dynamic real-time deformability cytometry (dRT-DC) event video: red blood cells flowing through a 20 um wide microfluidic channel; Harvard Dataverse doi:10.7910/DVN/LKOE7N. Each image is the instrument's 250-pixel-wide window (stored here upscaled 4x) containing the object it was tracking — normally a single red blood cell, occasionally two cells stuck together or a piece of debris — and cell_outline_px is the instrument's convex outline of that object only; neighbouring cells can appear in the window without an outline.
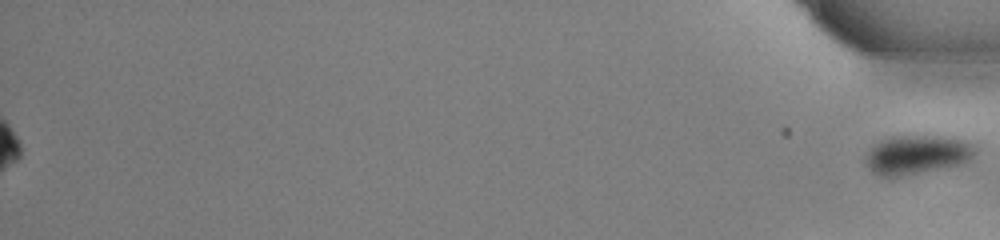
{"species": "common noctule bat (a hibernating species)", "species_latin": "Nyctalus noctula", "temperature_condition": "warm", "stored_images_in_passage": 48, "segment_of_instrument_passage": [2, 2], "camera_frame_rate_fps": 3000, "um_per_image_px": 0.085, "animal": {"sex": "male", "body_mass_g": 13.0, "forearm_length_mm": 53.1}, "frame": {"image": 1, "passage_image": 48, "time_ms": 15.667, "image_size_px": [1000, 240], "cell_outline_px": [[976, 152], [972, 160], [964, 164], [900, 176], [880, 176], [872, 172], [868, 168], [868, 152], [880, 140], [892, 136], [944, 136], [968, 140], [976, 148]], "centroid_in_image_um": [78.04, 13.14], "position_along_channel_um": 357.2, "area_um2": 24.91}}